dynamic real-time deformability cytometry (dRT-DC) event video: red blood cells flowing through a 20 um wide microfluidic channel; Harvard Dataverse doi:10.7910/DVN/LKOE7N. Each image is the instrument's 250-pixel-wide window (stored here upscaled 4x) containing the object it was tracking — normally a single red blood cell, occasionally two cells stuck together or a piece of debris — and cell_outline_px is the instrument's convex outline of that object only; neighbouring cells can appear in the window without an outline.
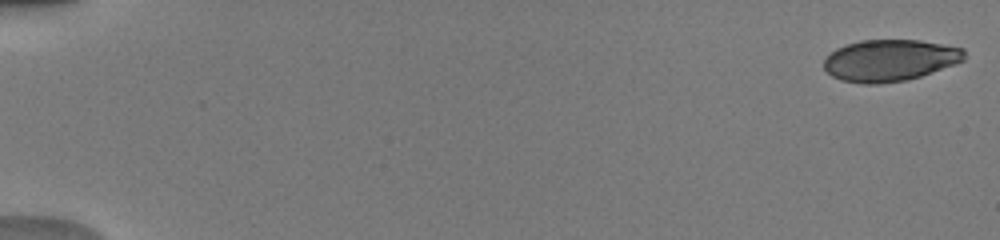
{"species": "human", "species_latin": "Homo sapiens", "temperature_condition": "warm", "stored_images_in_passage": 51, "camera_frame_rate_fps": 3000, "um_per_image_px": 0.085, "donor": {"sex": "male"}, "frame": {"image": 1, "passage_image": 1, "time_ms": 0.0, "image_size_px": [1000, 240], "cell_outline_px": [[964, 60], [956, 64], [920, 76], [904, 80], [876, 84], [864, 84], [840, 80], [832, 76], [824, 68], [824, 60], [836, 48], [844, 44], [860, 40], [920, 40], [964, 48]], "centroid_in_image_um": [75.62, 5.12], "position_along_channel_um": 9.4, "area_um2": 34.04}}
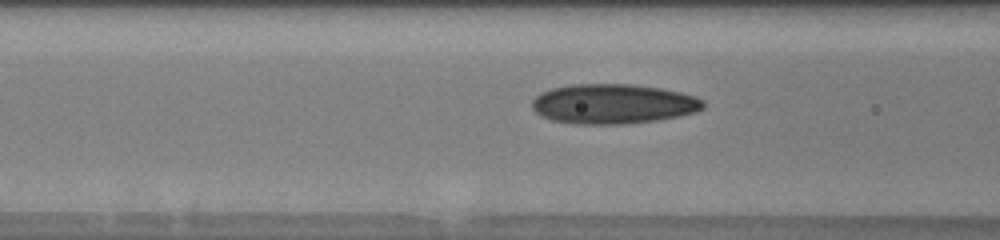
{"frame": {"image": 2, "passage_image": 22, "time_ms": 7.0, "image_size_px": [1000, 240], "cell_outline_px": [[704, 108], [696, 112], [656, 120], [620, 124], [572, 124], [552, 120], [540, 116], [532, 108], [532, 100], [540, 92], [552, 88], [572, 84], [632, 84], [660, 88], [680, 92], [696, 96], [704, 100]], "centroid_in_image_um": [52.09, 8.83], "position_along_channel_um": 114.5, "area_um2": 39.82}}
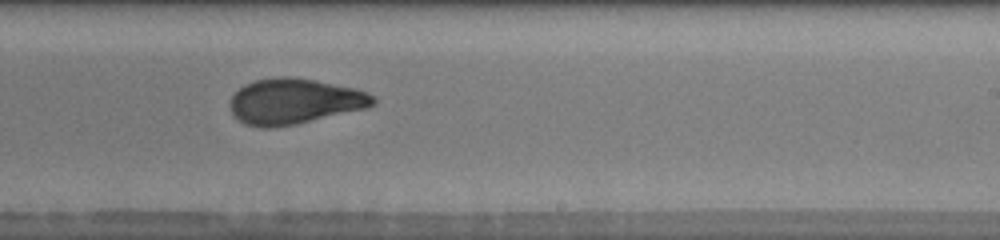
{"frame": {"image": 3, "passage_image": 33, "time_ms": 10.667, "image_size_px": [1000, 240], "cell_outline_px": [[376, 104], [368, 108], [296, 124], [272, 128], [260, 128], [244, 124], [232, 112], [228, 104], [232, 96], [244, 84], [256, 80], [280, 76], [292, 76], [316, 80], [356, 88], [368, 92], [376, 96]], "centroid_in_image_um": [25.06, 8.61], "position_along_channel_um": 263.9, "area_um2": 38.38}, "authors_computed_cell_mechanics": {"area_um2": 36.703, "velocity_mm_per_s": 4.0766, "shape_relaxation_time_tau1_ms": 10.6908, "shape_relaxation_time_tau2_ms": 1.3532, "deformation_change_tau1": 0.2756, "deformation_change_tau2": 0.071}}